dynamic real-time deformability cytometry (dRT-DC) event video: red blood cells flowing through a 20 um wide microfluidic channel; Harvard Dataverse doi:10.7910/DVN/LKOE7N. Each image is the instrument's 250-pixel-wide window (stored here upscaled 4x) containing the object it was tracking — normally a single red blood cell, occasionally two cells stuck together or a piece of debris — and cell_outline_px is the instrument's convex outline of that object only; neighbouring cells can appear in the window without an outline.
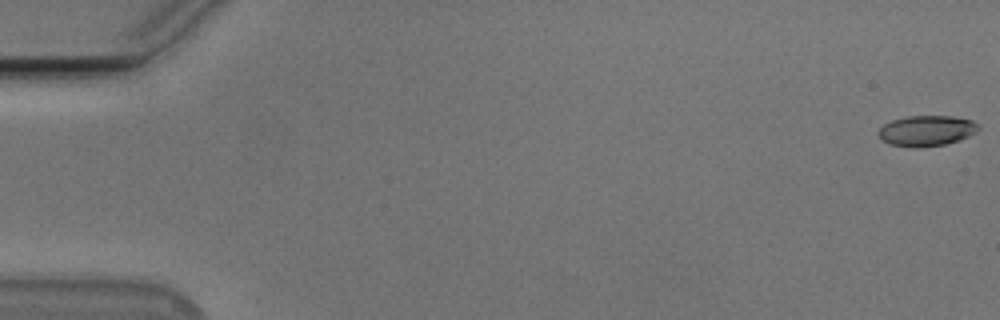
{"species": "Egyptian fruit bat (a non-hibernating species)", "species_latin": "Rousettus aegyptiacus", "temperature_condition": "cold", "stored_images_in_passage": 55, "camera_frame_rate_fps": 3000, "um_per_image_px": 0.085, "animal": {"sex": "male"}, "frame": {"image": 1, "passage_image": 1, "time_ms": 0.0, "image_size_px": [1000, 320], "cell_outline_px": [[980, 128], [968, 136], [960, 140], [944, 144], [916, 148], [888, 144], [880, 140], [876, 132], [884, 124], [892, 120], [908, 116], [952, 116], [972, 120], [980, 124]], "centroid_in_image_um": [78.72, 11.11], "position_along_channel_um": 6.3, "area_um2": 17.98}}
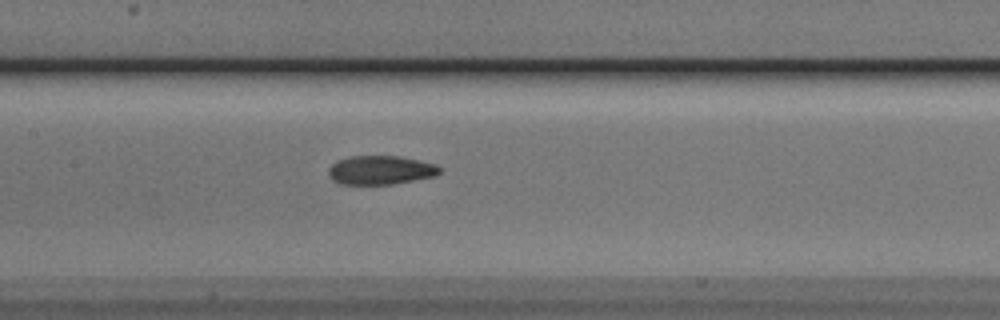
{"frame": {"image": 2, "passage_image": 27, "time_ms": 8.667, "image_size_px": [1000, 320], "cell_outline_px": [[440, 172], [436, 176], [392, 184], [340, 184], [332, 180], [328, 176], [328, 168], [336, 160], [348, 156], [400, 156], [420, 160], [436, 164], [440, 168]], "centroid_in_image_um": [32.32, 14.45], "position_along_channel_um": 175.1, "area_um2": 18.9}}
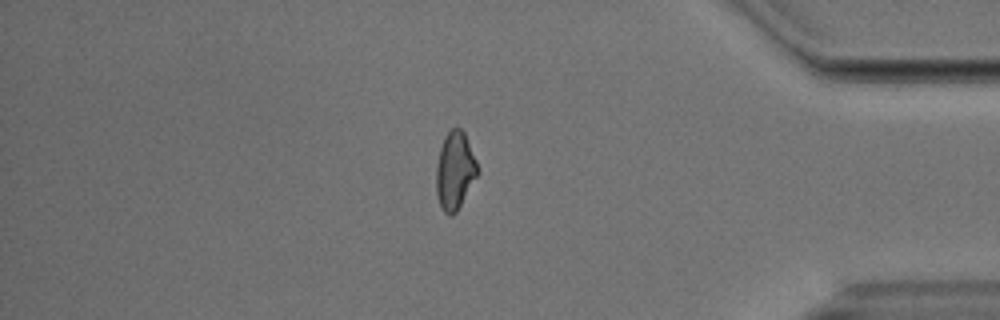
{"frame": {"image": 3, "passage_image": 47, "time_ms": 15.333, "image_size_px": [1000, 320], "cell_outline_px": [[480, 172], [456, 212], [452, 216], [448, 216], [440, 208], [436, 196], [436, 168], [440, 148], [444, 136], [452, 128], [460, 128], [464, 132], [476, 160]], "centroid_in_image_um": [38.66, 14.54], "position_along_channel_um": 396.5, "area_um2": 18.9}, "authors_computed_cell_mechanics": {"area_um2": 18.6116, "velocity_mm_per_s": 3.7833, "shape_relaxation_time_tau1_ms": null, "shape_relaxation_time_tau2_ms": 2.7004, "deformation_change_tau1": null, "deformation_change_tau2": 0.0846}}